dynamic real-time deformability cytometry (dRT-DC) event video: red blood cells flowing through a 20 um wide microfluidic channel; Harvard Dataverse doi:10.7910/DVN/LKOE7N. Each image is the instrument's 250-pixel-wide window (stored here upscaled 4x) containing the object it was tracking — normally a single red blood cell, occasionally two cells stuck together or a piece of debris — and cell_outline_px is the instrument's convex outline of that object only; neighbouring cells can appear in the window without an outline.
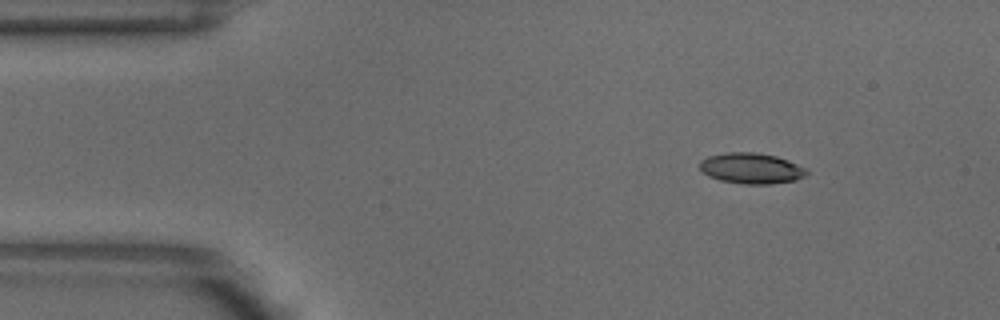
{"species": "common noctule bat (a hibernating species)", "species_latin": "Nyctalus noctula", "temperature_condition": "warm", "stored_images_in_passage": 4, "camera_frame_rate_fps": 3000, "um_per_image_px": 0.085, "animal": {"sex": "male", "body_mass_g": 18.8}, "frame": {"image": 1, "passage_image": 2, "time_ms": 0.333, "image_size_px": [1000, 320], "cell_outline_px": [[808, 172], [804, 176], [796, 180], [768, 184], [744, 184], [720, 180], [708, 176], [700, 168], [700, 160], [708, 156], [728, 152], [756, 152], [776, 156], [788, 160], [804, 168]], "centroid_in_image_um": [63.84, 14.3], "position_along_channel_um": 21.2, "area_um2": 19.02}}